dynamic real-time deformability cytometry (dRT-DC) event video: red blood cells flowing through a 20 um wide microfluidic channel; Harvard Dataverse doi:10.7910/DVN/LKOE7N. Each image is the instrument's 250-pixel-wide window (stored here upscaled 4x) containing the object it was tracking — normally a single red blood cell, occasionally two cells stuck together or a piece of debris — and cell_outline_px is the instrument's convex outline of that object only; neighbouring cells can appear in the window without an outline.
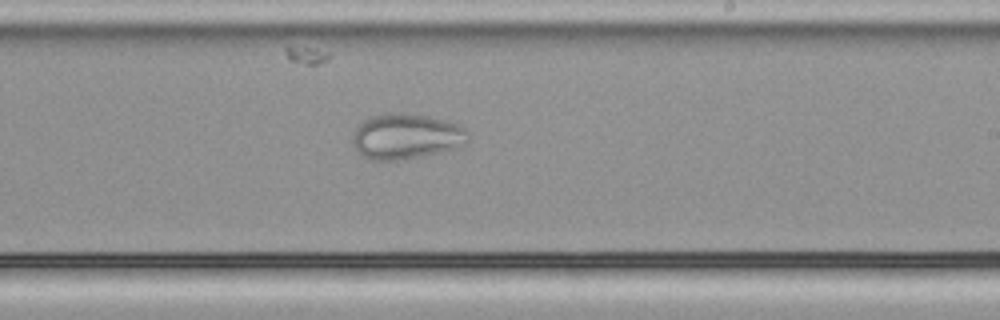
{"species": "common noctule bat (a hibernating species)", "species_latin": "Nyctalus noctula", "temperature_condition": "cold", "stored_images_in_passage": 41, "camera_frame_rate_fps": 3000, "um_per_image_px": 0.085, "animal": {"sex": "male", "body_mass_g": 21.5, "forearm_length_mm": 52.0}, "frame": {"image": 1, "passage_image": 19, "time_ms": 6.0, "image_size_px": [1000, 320], "cell_outline_px": [[472, 136], [464, 144], [456, 148], [420, 156], [400, 160], [368, 160], [360, 156], [352, 144], [352, 132], [368, 116], [384, 112], [396, 112], [428, 116], [448, 120], [460, 124]], "centroid_in_image_um": [34.5, 11.58], "position_along_channel_um": 254.5, "area_um2": 31.21}}
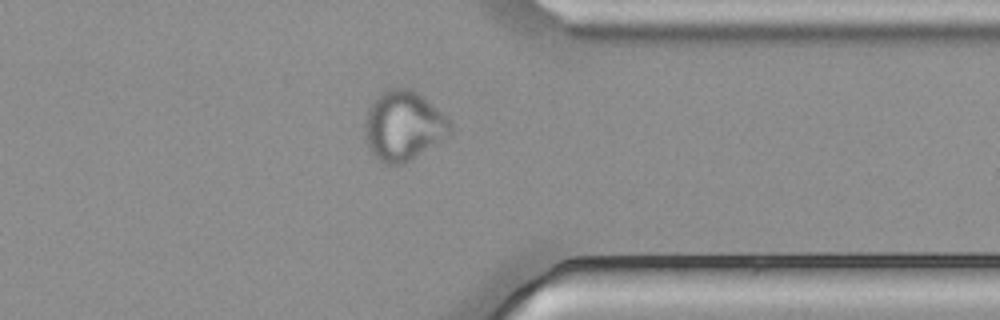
{"frame": {"image": 2, "passage_image": 29, "time_ms": 9.333, "image_size_px": [1000, 320], "cell_outline_px": [[452, 132], [448, 136], [408, 160], [400, 164], [384, 164], [372, 152], [368, 144], [364, 128], [364, 124], [368, 108], [384, 88], [412, 88], [452, 120]], "centroid_in_image_um": [34.31, 10.65], "position_along_channel_um": 377.1, "area_um2": 34.33}}
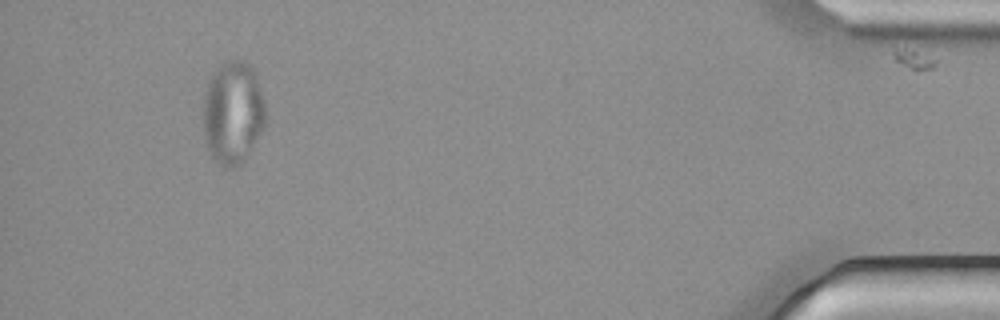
{"frame": {"image": 3, "passage_image": 37, "time_ms": 12.0, "image_size_px": [1000, 320], "cell_outline_px": [[264, 128], [240, 168], [224, 168], [208, 152], [204, 140], [204, 92], [208, 80], [212, 72], [224, 60], [244, 60], [252, 68], [256, 76], [264, 100]], "centroid_in_image_um": [19.78, 9.59], "position_along_channel_um": 415.4, "area_um2": 37.86}}